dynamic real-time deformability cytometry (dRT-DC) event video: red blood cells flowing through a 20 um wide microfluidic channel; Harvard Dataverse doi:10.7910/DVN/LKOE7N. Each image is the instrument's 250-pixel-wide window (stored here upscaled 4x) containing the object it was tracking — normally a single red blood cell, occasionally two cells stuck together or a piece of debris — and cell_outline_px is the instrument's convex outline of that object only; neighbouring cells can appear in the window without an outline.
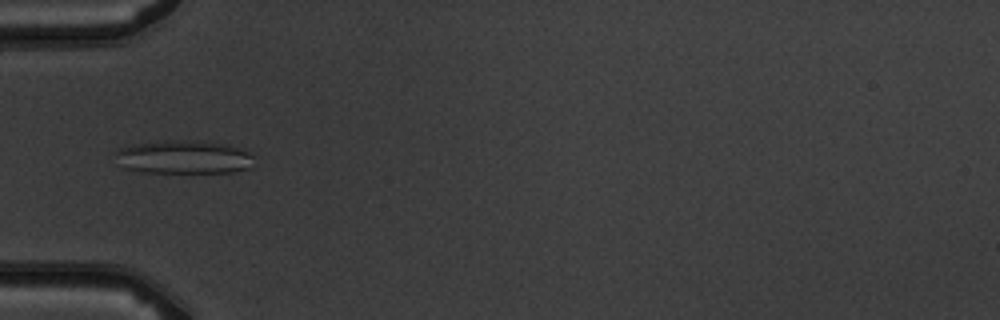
{"species": "common noctule bat (a hibernating species)", "species_latin": "Nyctalus noctula", "temperature_condition": "warm", "stored_images_in_passage": 5, "camera_frame_rate_fps": 3000, "um_per_image_px": 0.085, "animal": {"sex": "male", "body_mass_g": 19.5, "forearm_length_mm": 54.6}, "frame": {"image": 1, "passage_image": 5, "time_ms": 5.667, "image_size_px": [1000, 320], "cell_outline_px": [[256, 156], [252, 168], [232, 172], [144, 172], [124, 168], [116, 152], [116, 148], [128, 144], [164, 140], [212, 140], [228, 144], [248, 152]], "centroid_in_image_um": [15.68, 13.32], "position_along_channel_um": 69.3, "area_um2": 27.57}}